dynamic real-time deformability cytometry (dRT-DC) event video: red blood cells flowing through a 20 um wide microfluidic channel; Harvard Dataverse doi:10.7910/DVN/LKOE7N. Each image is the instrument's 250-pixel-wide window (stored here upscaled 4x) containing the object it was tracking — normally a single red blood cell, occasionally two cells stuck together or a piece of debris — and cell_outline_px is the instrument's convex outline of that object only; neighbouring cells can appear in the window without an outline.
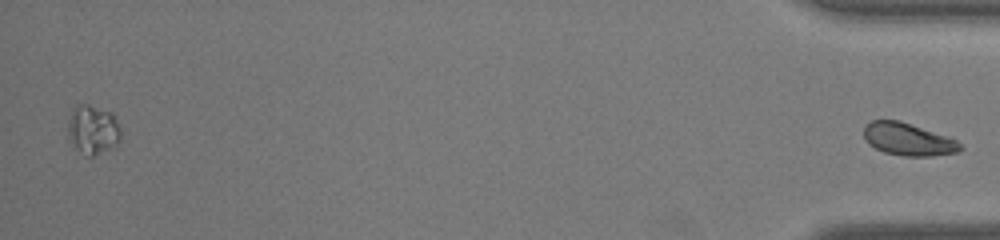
{"species": "common noctule bat (a hibernating species)", "species_latin": "Nyctalus noctula", "temperature_condition": "warm", "stored_images_in_passage": 49, "segment_of_instrument_passage": [2, 2], "camera_frame_rate_fps": 3000, "um_per_image_px": 0.085, "animal": {"sex": "male", "body_mass_g": 19.0, "forearm_length_mm": 50.8}, "frame": {"image": 1, "passage_image": 49, "time_ms": 16.0, "image_size_px": [1000, 240], "cell_outline_px": [[964, 148], [960, 152], [932, 156], [900, 156], [884, 152], [868, 144], [864, 136], [864, 124], [872, 120], [900, 120], [948, 136], [956, 140]], "centroid_in_image_um": [77.2, 11.84], "position_along_channel_um": 358.0, "area_um2": 18.5}}